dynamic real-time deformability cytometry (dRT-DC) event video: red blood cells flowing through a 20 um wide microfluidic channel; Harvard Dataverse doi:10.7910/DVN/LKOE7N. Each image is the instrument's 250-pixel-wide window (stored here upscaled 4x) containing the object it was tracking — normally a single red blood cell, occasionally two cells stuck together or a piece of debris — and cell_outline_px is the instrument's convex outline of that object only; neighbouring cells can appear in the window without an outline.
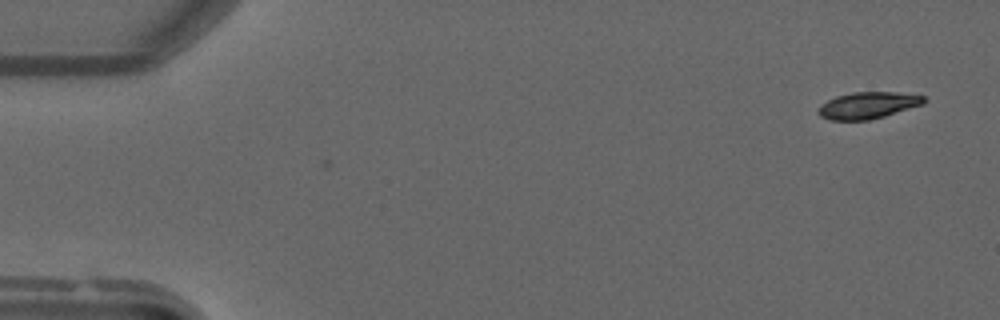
{"species": "common noctule bat (a hibernating species)", "species_latin": "Nyctalus noctula", "temperature_condition": "warm", "stored_images_in_passage": 31, "camera_frame_rate_fps": 3000, "um_per_image_px": 0.085, "animal": {"sex": "male", "forearm_length_mm": 52.5}, "frame": {"image": 1, "passage_image": 1, "time_ms": 0.0, "image_size_px": [1000, 320], "cell_outline_px": [[928, 100], [924, 104], [884, 116], [868, 120], [828, 120], [820, 116], [816, 112], [816, 108], [820, 104], [836, 96], [852, 92], [896, 92], [924, 96]], "centroid_in_image_um": [73.74, 8.95], "position_along_channel_um": 11.3, "area_um2": 16.59}}
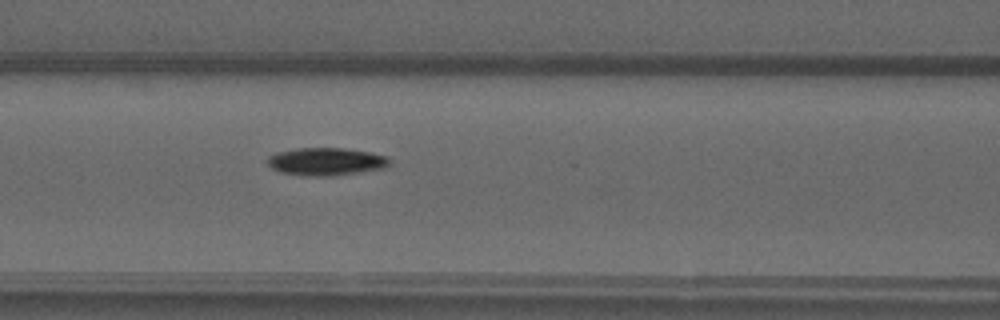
{"frame": {"image": 2, "passage_image": 20, "time_ms": 6.333, "image_size_px": [1000, 320], "cell_outline_px": [[388, 164], [384, 168], [332, 176], [304, 176], [280, 172], [272, 168], [268, 164], [268, 156], [276, 152], [296, 148], [344, 148], [368, 152], [388, 156]], "centroid_in_image_um": [27.67, 13.73], "position_along_channel_um": 138.9, "area_um2": 19.65}}
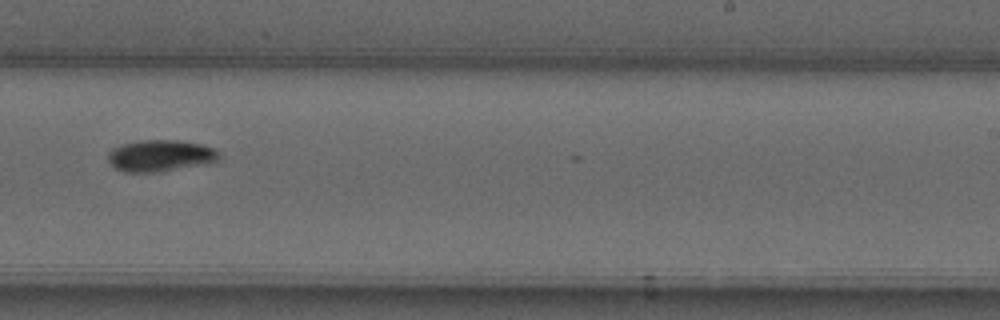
{"frame": {"image": 3, "passage_image": 30, "time_ms": 9.667, "image_size_px": [1000, 320], "cell_outline_px": [[220, 156], [216, 160], [200, 164], [160, 172], [124, 172], [116, 168], [108, 160], [108, 152], [112, 148], [124, 144], [140, 140], [176, 140], [204, 144], [212, 148]], "centroid_in_image_um": [13.58, 13.22], "position_along_channel_um": 275.4, "area_um2": 20.11}}